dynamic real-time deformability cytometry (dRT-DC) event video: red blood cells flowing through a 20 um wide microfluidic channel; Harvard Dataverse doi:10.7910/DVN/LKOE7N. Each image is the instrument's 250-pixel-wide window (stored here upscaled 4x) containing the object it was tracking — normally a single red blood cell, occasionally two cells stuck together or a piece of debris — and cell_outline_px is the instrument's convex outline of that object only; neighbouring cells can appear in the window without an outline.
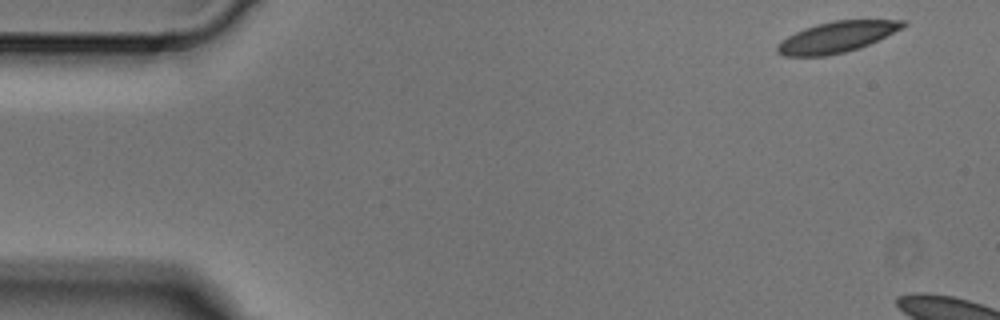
{"species": "Egyptian fruit bat (a non-hibernating species)", "species_latin": "Rousettus aegyptiacus", "temperature_condition": "cold", "stored_images_in_passage": 4, "camera_frame_rate_fps": 3000, "um_per_image_px": 0.085, "animal": {"sex": "male"}, "frame": {"image": 1, "passage_image": 1, "time_ms": 0.0, "image_size_px": [1000, 320], "cell_outline_px": [[908, 24], [904, 28], [860, 48], [828, 56], [784, 56], [776, 52], [776, 48], [788, 36], [804, 28], [816, 24], [836, 20], [908, 20]], "centroid_in_image_um": [71.18, 3.14], "position_along_channel_um": 13.8, "area_um2": 22.6}}